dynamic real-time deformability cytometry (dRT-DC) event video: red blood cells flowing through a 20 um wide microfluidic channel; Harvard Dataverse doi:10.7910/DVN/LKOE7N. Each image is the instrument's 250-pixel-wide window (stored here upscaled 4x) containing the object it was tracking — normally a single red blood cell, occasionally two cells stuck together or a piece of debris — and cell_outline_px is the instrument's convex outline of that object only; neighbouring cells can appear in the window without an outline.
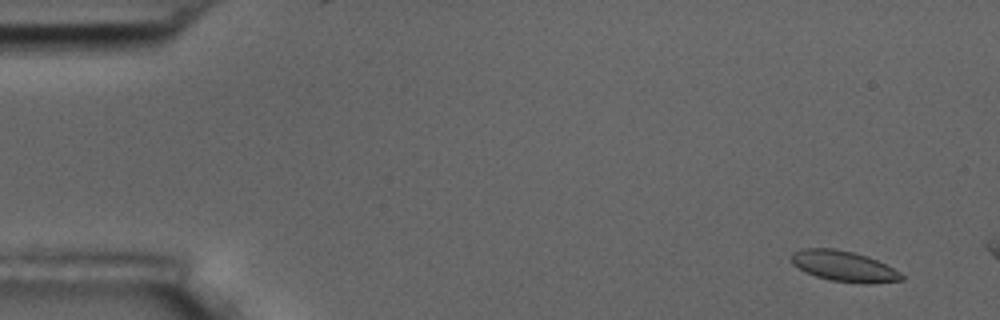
{"species": "common noctule bat (a hibernating species)", "species_latin": "Nyctalus noctula", "temperature_condition": "room temperature", "stored_images_in_passage": 4, "camera_frame_rate_fps": 3000, "um_per_image_px": 0.085, "animal": {"sex": "male", "body_mass_g": 17.5, "forearm_length_mm": 52.3}, "frame": {"image": 1, "passage_image": 2, "time_ms": 1.0, "image_size_px": [1000, 320], "cell_outline_px": [[904, 280], [868, 284], [864, 284], [828, 280], [816, 276], [792, 264], [792, 252], [804, 248], [836, 248], [868, 256], [900, 272], [904, 276]], "centroid_in_image_um": [71.75, 22.63], "position_along_channel_um": 13.3, "area_um2": 19.59}}